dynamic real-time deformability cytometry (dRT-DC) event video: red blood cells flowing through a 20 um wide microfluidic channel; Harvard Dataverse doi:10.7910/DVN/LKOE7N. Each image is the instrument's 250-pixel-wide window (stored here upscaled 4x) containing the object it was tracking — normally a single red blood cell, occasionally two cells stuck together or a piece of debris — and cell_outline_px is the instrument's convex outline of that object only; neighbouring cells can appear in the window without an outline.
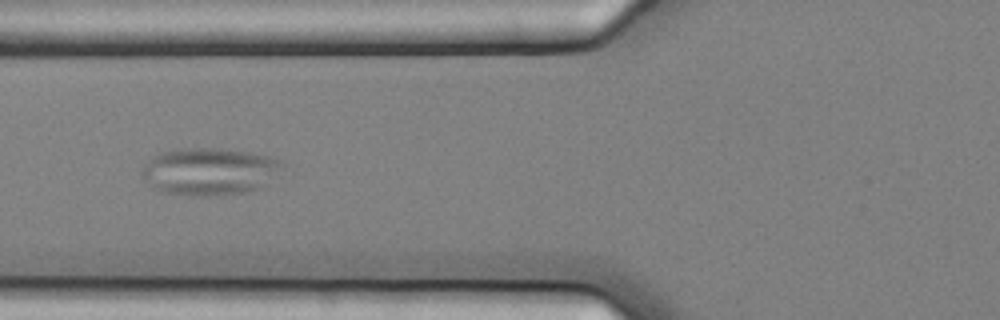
{"species": "common noctule bat (a hibernating species)", "species_latin": "Nyctalus noctula", "temperature_condition": "cold", "stored_images_in_passage": 11, "camera_frame_rate_fps": 3000, "um_per_image_px": 0.085, "animal": {"sex": "female", "body_mass_g": 25.1}, "frame": {"image": 1, "passage_image": 7, "time_ms": 2.0, "image_size_px": [1000, 320], "cell_outline_px": [[284, 164], [276, 176], [260, 188], [252, 192], [220, 196], [192, 196], [160, 192], [152, 188], [140, 172], [144, 164], [152, 156], [160, 152], [176, 148], [212, 148], [252, 152], [268, 156], [280, 160]], "centroid_in_image_um": [17.79, 14.59], "position_along_channel_um": 108.0, "area_um2": 39.42}}
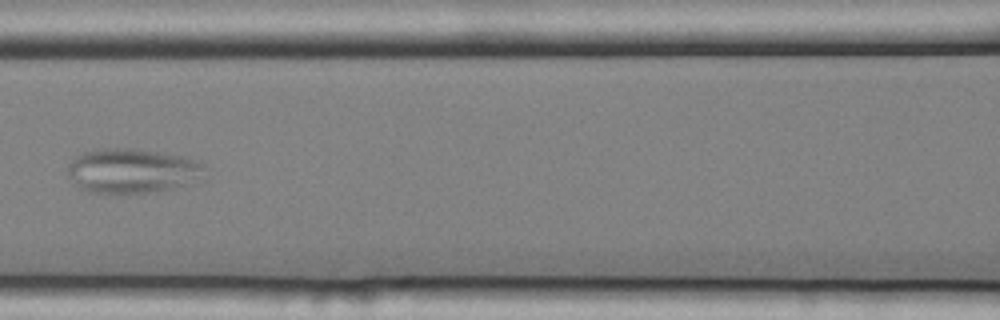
{"frame": {"image": 2, "passage_image": 8, "time_ms": 2.333, "image_size_px": [1000, 320], "cell_outline_px": [[204, 180], [168, 188], [144, 192], [92, 192], [80, 188], [68, 176], [68, 164], [72, 160], [84, 152], [96, 148], [132, 148], [184, 156], [200, 160]], "centroid_in_image_um": [11.24, 14.49], "position_along_channel_um": 155.4, "area_um2": 35.2}}
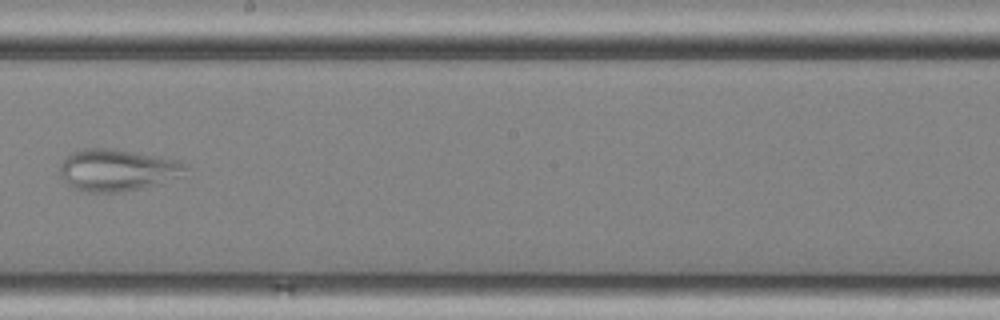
{"frame": {"image": 3, "passage_image": 10, "time_ms": 3.0, "image_size_px": [1000, 320], "cell_outline_px": [[188, 168], [184, 176], [140, 188], [120, 192], [80, 192], [68, 184], [60, 176], [60, 164], [72, 152], [84, 148], [112, 148], [180, 160], [188, 164]], "centroid_in_image_um": [9.99, 14.45], "position_along_channel_um": 238.2, "area_um2": 30.81}}